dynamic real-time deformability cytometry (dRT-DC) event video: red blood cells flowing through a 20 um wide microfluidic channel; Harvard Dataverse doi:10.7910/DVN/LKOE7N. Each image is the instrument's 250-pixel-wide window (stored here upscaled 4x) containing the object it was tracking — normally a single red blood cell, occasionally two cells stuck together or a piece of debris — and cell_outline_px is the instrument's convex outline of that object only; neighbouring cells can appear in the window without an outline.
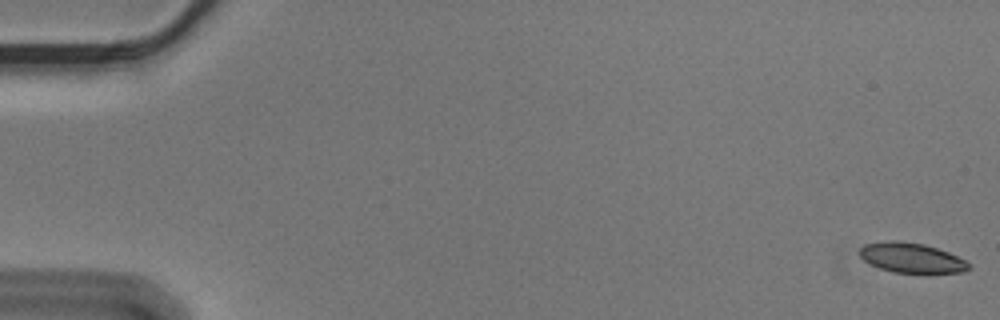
{"species": "Egyptian fruit bat (a non-hibernating species)", "species_latin": "Rousettus aegyptiacus", "temperature_condition": "cold", "stored_images_in_passage": 57, "camera_frame_rate_fps": 3000, "um_per_image_px": 0.085, "animal": {"sex": "male"}, "frame": {"image": 1, "passage_image": 1, "time_ms": 0.0, "image_size_px": [1000, 320], "cell_outline_px": [[972, 268], [964, 272], [892, 272], [880, 268], [864, 260], [860, 256], [860, 248], [864, 244], [888, 240], [900, 240], [924, 244], [948, 252], [964, 260]], "centroid_in_image_um": [77.45, 21.89], "position_along_channel_um": 7.5, "area_um2": 18.79}}
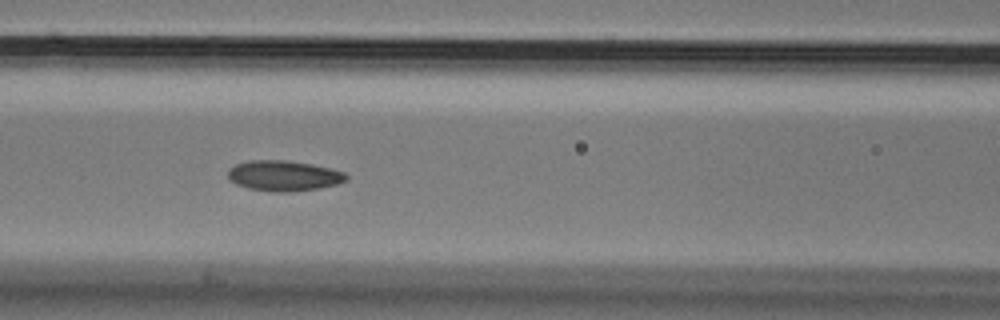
{"frame": {"image": 2, "passage_image": 25, "time_ms": 8.0, "image_size_px": [1000, 320], "cell_outline_px": [[348, 180], [336, 184], [320, 188], [292, 192], [272, 192], [248, 188], [236, 184], [228, 176], [228, 168], [236, 164], [248, 160], [288, 160], [312, 164], [344, 172], [348, 176]], "centroid_in_image_um": [24.12, 14.94], "position_along_channel_um": 142.5, "area_um2": 21.1}}
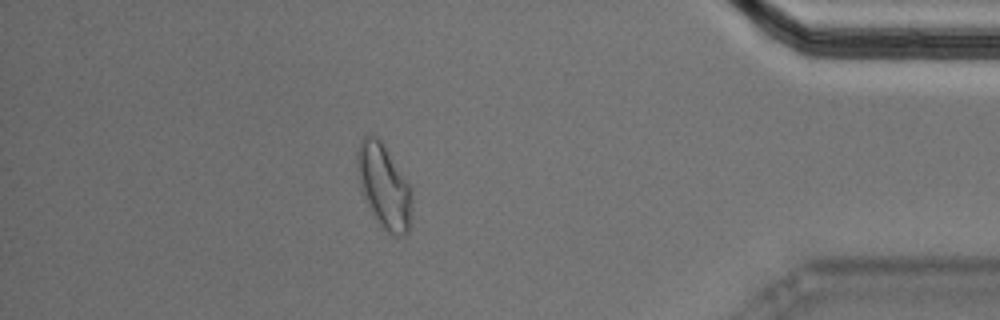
{"frame": {"image": 3, "passage_image": 50, "time_ms": 16.333, "image_size_px": [1000, 320], "cell_outline_px": [[412, 224], [408, 232], [404, 236], [392, 236], [372, 216], [364, 200], [360, 188], [356, 172], [356, 152], [360, 140], [368, 132], [376, 136], [380, 140], [412, 188]], "centroid_in_image_um": [32.63, 15.86], "position_along_channel_um": 402.6, "area_um2": 27.57}, "authors_computed_cell_mechanics": {"area_um2": 20.519, "velocity_mm_per_s": 3.5665, "shape_relaxation_time_tau1_ms": 5.2005, "shape_relaxation_time_tau2_ms": 3.4477, "deformation_change_tau1": 0.1151, "deformation_change_tau2": 0.076}}